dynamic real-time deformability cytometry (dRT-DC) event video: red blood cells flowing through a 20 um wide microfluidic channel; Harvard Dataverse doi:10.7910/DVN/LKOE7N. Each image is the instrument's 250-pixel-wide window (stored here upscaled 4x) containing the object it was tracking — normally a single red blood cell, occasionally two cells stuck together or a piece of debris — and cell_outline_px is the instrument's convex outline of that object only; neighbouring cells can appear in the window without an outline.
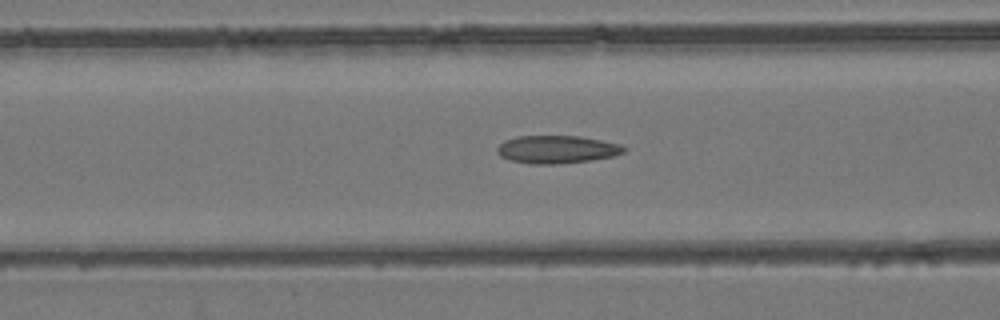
{"species": "common noctule bat (a hibernating species)", "species_latin": "Nyctalus noctula", "temperature_condition": "room temperature", "stored_images_in_passage": 51, "camera_frame_rate_fps": 3000, "um_per_image_px": 0.085, "animal": {"sex": "female", "body_mass_g": 24.6, "forearm_length_mm": 56.2}, "frame": {"image": 1, "passage_image": 22, "time_ms": 7.0, "image_size_px": [1000, 320], "cell_outline_px": [[628, 148], [624, 152], [612, 156], [592, 160], [556, 164], [532, 164], [508, 160], [500, 156], [496, 152], [496, 148], [504, 140], [516, 136], [580, 136], [620, 144]], "centroid_in_image_um": [47.3, 12.7], "position_along_channel_um": 119.3, "area_um2": 20.69}}
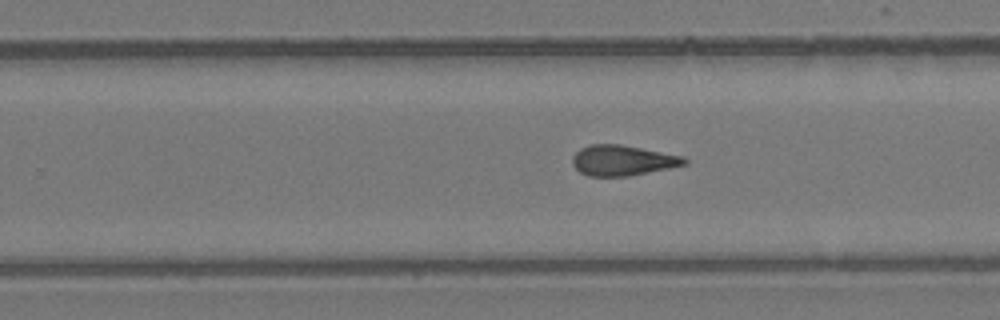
{"frame": {"image": 2, "passage_image": 34, "time_ms": 11.0, "image_size_px": [1000, 320], "cell_outline_px": [[688, 164], [628, 176], [588, 176], [580, 172], [572, 164], [572, 156], [580, 148], [588, 144], [620, 144], [684, 156], [688, 160]], "centroid_in_image_um": [52.91, 13.62], "position_along_channel_um": 276.9, "area_um2": 19.88}}
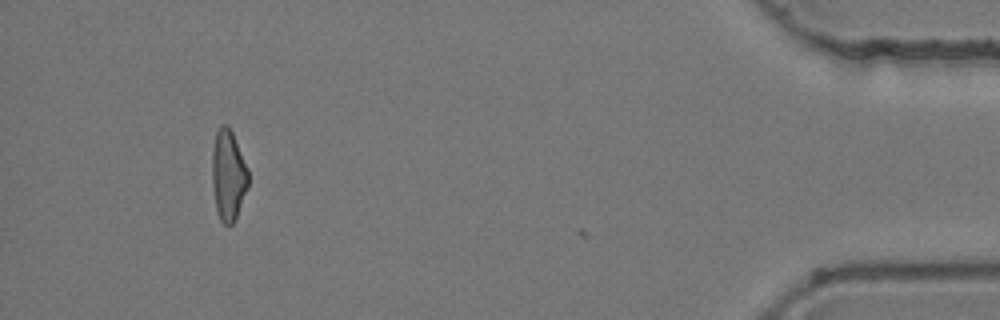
{"frame": {"image": 3, "passage_image": 50, "time_ms": 16.333, "image_size_px": [1000, 320], "cell_outline_px": [[248, 184], [236, 220], [232, 224], [224, 224], [220, 220], [216, 212], [212, 184], [212, 148], [216, 132], [220, 124], [228, 124], [232, 132], [248, 168]], "centroid_in_image_um": [19.39, 14.89], "position_along_channel_um": 415.8, "area_um2": 19.31}, "authors_computed_cell_mechanics": {"area_um2": 20.0566, "velocity_mm_per_s": 3.9396, "shape_relaxation_time_tau1_ms": null, "shape_relaxation_time_tau2_ms": 2.7561, "deformation_change_tau1": null, "deformation_change_tau2": 0.1257}}